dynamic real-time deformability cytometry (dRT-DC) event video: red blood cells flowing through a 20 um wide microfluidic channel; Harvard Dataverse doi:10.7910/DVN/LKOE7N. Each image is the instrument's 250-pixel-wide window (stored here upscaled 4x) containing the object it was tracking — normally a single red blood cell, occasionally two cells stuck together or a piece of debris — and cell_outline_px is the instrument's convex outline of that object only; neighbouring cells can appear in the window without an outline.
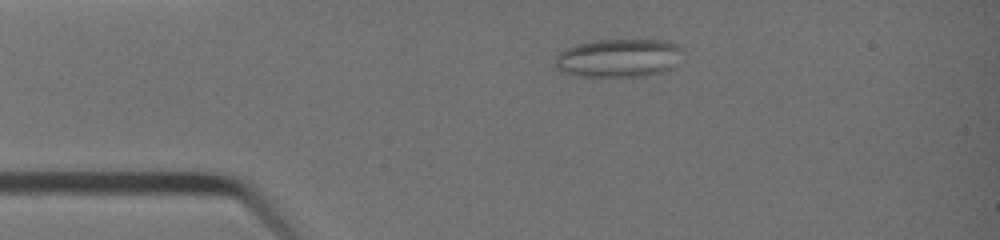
{"species": "common noctule bat (a hibernating species)", "species_latin": "Nyctalus noctula", "temperature_condition": "warm", "stored_images_in_passage": 38, "camera_frame_rate_fps": 3000, "um_per_image_px": 0.085, "animal": {"sex": "female", "body_mass_g": 19.0, "forearm_length_mm": 51.5}, "frame": {"image": 1, "passage_image": 8, "time_ms": 2.333, "image_size_px": [1000, 240], "cell_outline_px": [[684, 52], [664, 72], [644, 76], [576, 76], [560, 72], [556, 68], [556, 56], [560, 52], [576, 44], [596, 40], [664, 40], [676, 44], [684, 48]], "centroid_in_image_um": [52.56, 4.93], "position_along_channel_um": 32.4, "area_um2": 28.44}}
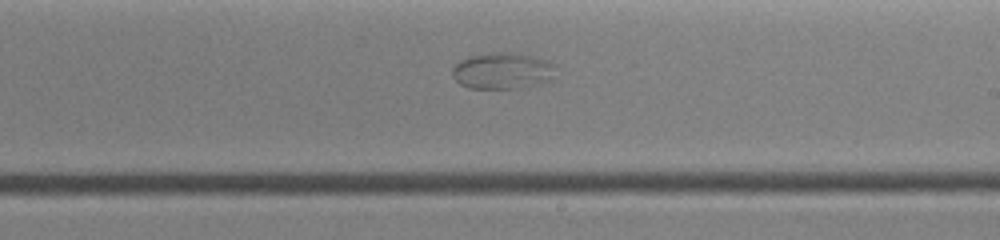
{"frame": {"image": 2, "passage_image": 24, "time_ms": 7.667, "image_size_px": [1000, 240], "cell_outline_px": [[556, 80], [540, 84], [520, 88], [468, 88], [460, 84], [452, 76], [452, 68], [460, 60], [468, 56], [496, 52], [512, 52], [532, 56], [548, 60], [556, 64]], "centroid_in_image_um": [42.79, 6.02], "position_along_channel_um": 246.2, "area_um2": 22.48}}
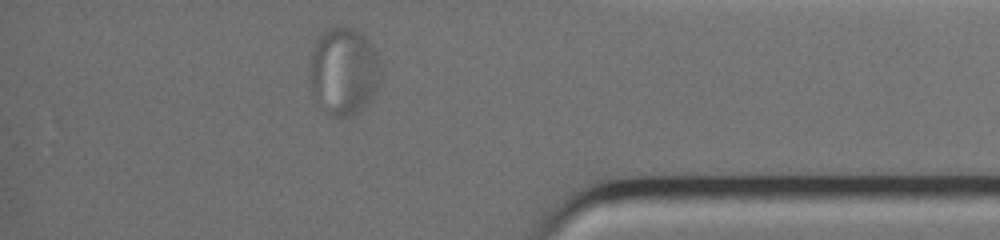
{"frame": {"image": 3, "passage_image": 35, "time_ms": 11.333, "image_size_px": [1000, 240], "cell_outline_px": [[380, 84], [372, 96], [352, 116], [332, 116], [324, 108], [312, 92], [312, 48], [316, 40], [328, 28], [336, 24], [344, 24], [356, 28], [372, 44], [376, 52], [380, 64]], "centroid_in_image_um": [29.25, 5.97], "position_along_channel_um": 405.9, "area_um2": 35.84}}